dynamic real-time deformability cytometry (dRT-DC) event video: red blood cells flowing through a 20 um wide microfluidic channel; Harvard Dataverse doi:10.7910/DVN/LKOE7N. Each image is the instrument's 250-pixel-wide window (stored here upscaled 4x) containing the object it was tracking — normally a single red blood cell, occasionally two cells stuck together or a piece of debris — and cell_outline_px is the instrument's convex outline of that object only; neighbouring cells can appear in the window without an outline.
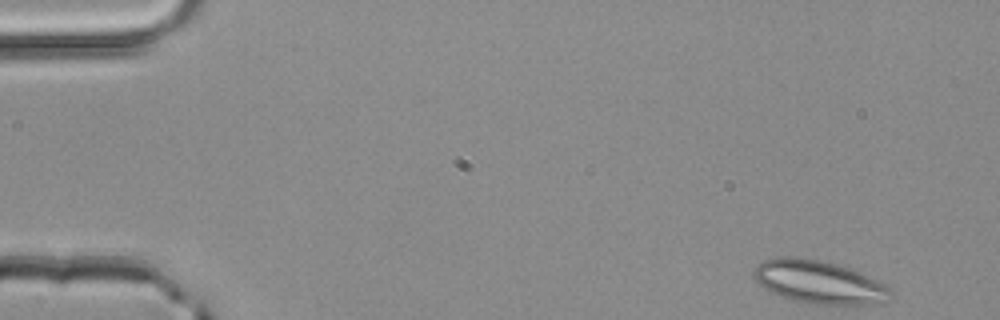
{"species": "common noctule bat (a hibernating species)", "species_latin": "Nyctalus noctula", "temperature_condition": "room temperature", "stored_images_in_passage": 48, "camera_frame_rate_fps": 3000, "um_per_image_px": 0.085, "animal": {"sex": "male", "body_mass_g": 20.4}, "frame": {"image": 1, "passage_image": 1, "time_ms": 0.0, "image_size_px": [1000, 320], "cell_outline_px": [[892, 292], [880, 300], [864, 304], [808, 304], [772, 292], [764, 288], [752, 276], [752, 272], [756, 264], [764, 260], [780, 256], [792, 256], [820, 260], [836, 264], [860, 272], [884, 284]], "centroid_in_image_um": [69.5, 23.94], "position_along_channel_um": 15.5, "area_um2": 33.58}}
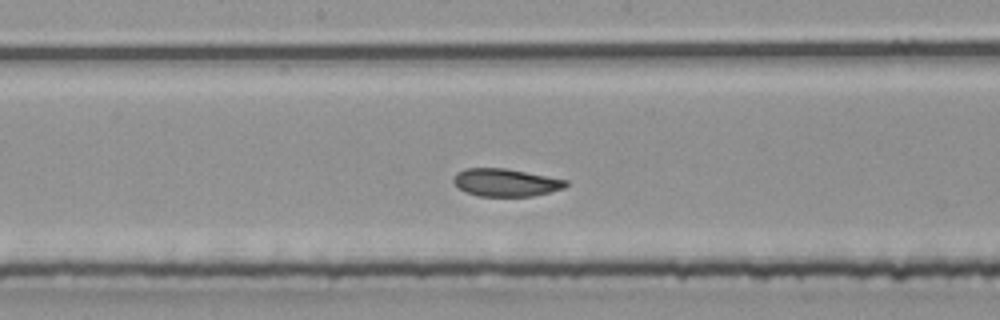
{"frame": {"image": 2, "passage_image": 24, "time_ms": 7.667, "image_size_px": [1000, 320], "cell_outline_px": [[568, 184], [564, 188], [532, 196], [480, 196], [464, 192], [456, 188], [452, 180], [456, 172], [464, 168], [504, 168], [568, 180]], "centroid_in_image_um": [42.92, 15.51], "position_along_channel_um": 205.3, "area_um2": 18.21}}
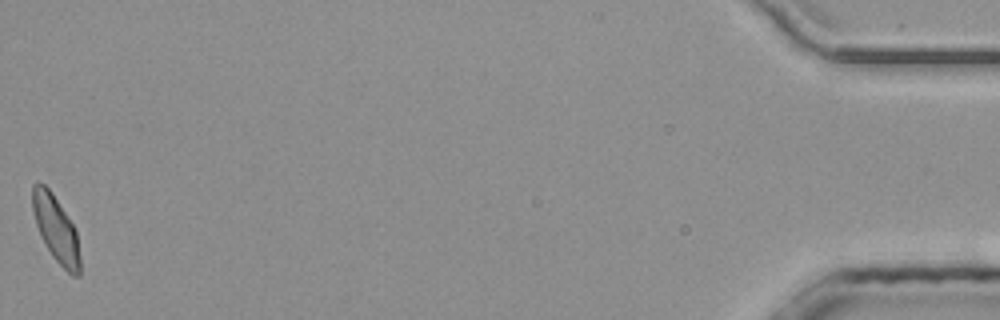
{"frame": {"image": 3, "passage_image": 48, "time_ms": 15.667, "image_size_px": [1000, 320], "cell_outline_px": [[80, 276], [72, 276], [52, 256], [44, 244], [40, 236], [36, 224], [32, 208], [32, 184], [36, 180], [44, 184], [52, 192], [72, 224], [76, 232], [80, 256]], "centroid_in_image_um": [4.73, 19.45], "position_along_channel_um": 430.5, "area_um2": 18.32}, "authors_computed_cell_mechanics": {"area_um2": 18.785, "velocity_mm_per_s": 4.1106, "shape_relaxation_time_tau1_ms": 7.7825, "shape_relaxation_time_tau2_ms": 1.9332, "deformation_change_tau1": 0.141, "deformation_change_tau2": 0.0711}}